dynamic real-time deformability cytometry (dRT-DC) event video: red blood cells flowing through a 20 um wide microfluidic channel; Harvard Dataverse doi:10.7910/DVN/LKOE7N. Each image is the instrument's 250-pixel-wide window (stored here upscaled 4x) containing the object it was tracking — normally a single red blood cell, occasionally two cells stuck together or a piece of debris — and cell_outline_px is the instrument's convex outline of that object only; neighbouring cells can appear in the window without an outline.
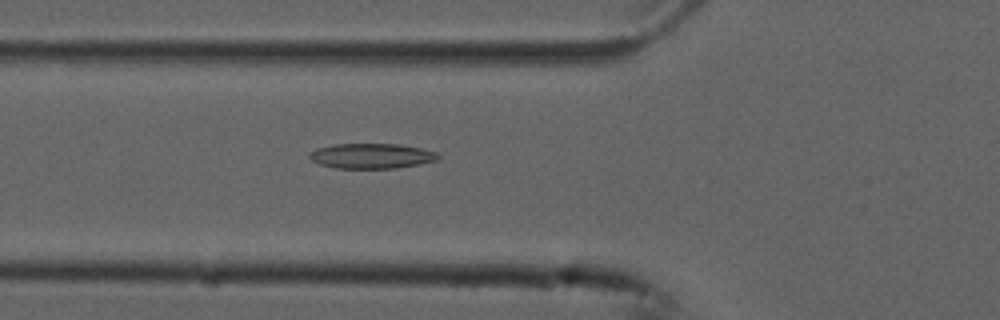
{"species": "common noctule bat (a hibernating species)", "species_latin": "Nyctalus noctula", "temperature_condition": "cold", "stored_images_in_passage": 54, "camera_frame_rate_fps": 3000, "um_per_image_px": 0.085, "animal": {"sex": "male", "forearm_length_mm": 52.5}, "frame": {"image": 1, "passage_image": 19, "time_ms": 6.0, "image_size_px": [1000, 320], "cell_outline_px": [[440, 156], [436, 160], [396, 168], [336, 168], [320, 164], [312, 160], [308, 156], [316, 148], [336, 144], [400, 144], [420, 148], [436, 152]], "centroid_in_image_um": [31.57, 13.25], "position_along_channel_um": 94.2, "area_um2": 18.55}}
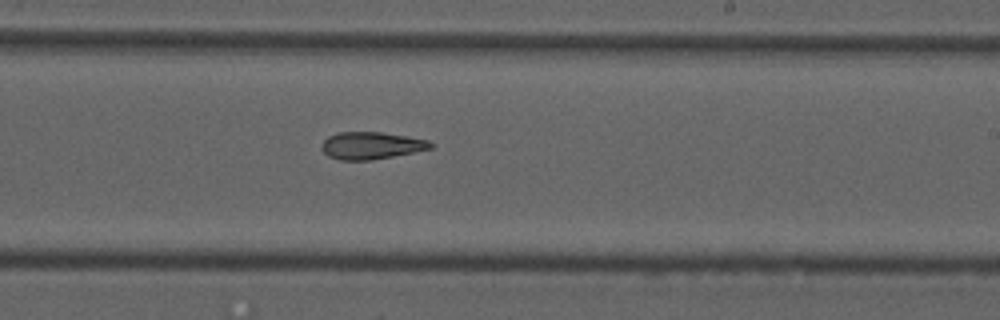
{"frame": {"image": 2, "passage_image": 32, "time_ms": 10.333, "image_size_px": [1000, 320], "cell_outline_px": [[432, 148], [372, 160], [340, 160], [328, 156], [320, 148], [324, 140], [328, 136], [340, 132], [380, 132], [428, 140], [432, 144]], "centroid_in_image_um": [31.5, 12.37], "position_along_channel_um": 257.5, "area_um2": 17.05}}
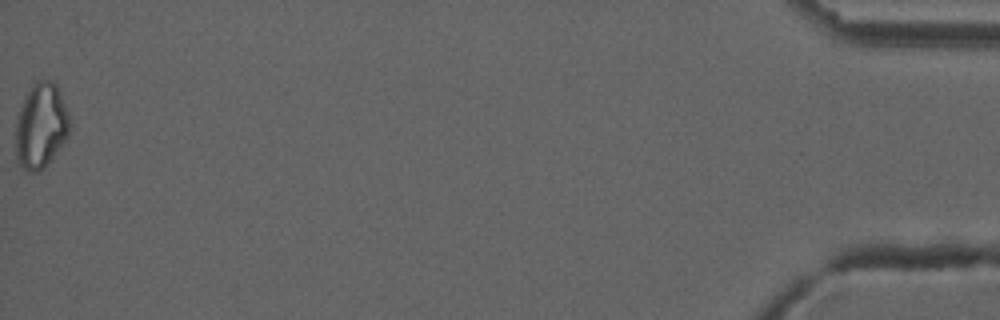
{"frame": {"image": 3, "passage_image": 54, "time_ms": 17.667, "image_size_px": [1000, 320], "cell_outline_px": [[72, 128], [68, 136], [44, 168], [36, 172], [28, 172], [16, 160], [16, 120], [20, 108], [28, 92], [36, 80], [52, 80], [56, 84], [60, 92], [68, 112], [72, 124]], "centroid_in_image_um": [3.5, 10.69], "position_along_channel_um": 431.7, "area_um2": 26.82}, "authors_computed_cell_mechanics": {"area_um2": 19.5653, "velocity_mm_per_s": 3.7597, "shape_relaxation_time_tau1_ms": null, "shape_relaxation_time_tau2_ms": 8.4839, "deformation_change_tau1": null, "deformation_change_tau2": 0.2008}}